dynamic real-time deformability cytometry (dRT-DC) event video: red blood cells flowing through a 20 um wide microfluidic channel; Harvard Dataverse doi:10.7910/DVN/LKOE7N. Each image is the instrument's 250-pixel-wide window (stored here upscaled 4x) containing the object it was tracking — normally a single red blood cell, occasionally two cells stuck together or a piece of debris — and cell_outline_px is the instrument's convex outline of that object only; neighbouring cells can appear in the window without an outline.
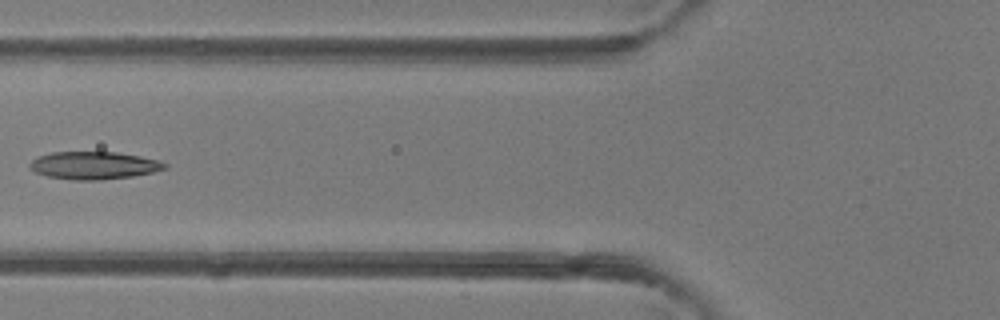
{"species": "common noctule bat (a hibernating species)", "species_latin": "Nyctalus noctula", "temperature_condition": "room temperature", "stored_images_in_passage": 2, "camera_frame_rate_fps": 3000, "um_per_image_px": 0.085, "animal": {"sex": "female"}, "frame": {"image": 1, "passage_image": 2, "time_ms": 1.0, "image_size_px": [1000, 320], "cell_outline_px": [[168, 168], [152, 172], [132, 176], [100, 180], [72, 180], [48, 176], [36, 172], [28, 168], [28, 164], [32, 160], [40, 156], [52, 152], [116, 152], [140, 156], [160, 160], [168, 164]], "centroid_in_image_um": [8.0, 14.06], "position_along_channel_um": 117.8, "area_um2": 21.79}}